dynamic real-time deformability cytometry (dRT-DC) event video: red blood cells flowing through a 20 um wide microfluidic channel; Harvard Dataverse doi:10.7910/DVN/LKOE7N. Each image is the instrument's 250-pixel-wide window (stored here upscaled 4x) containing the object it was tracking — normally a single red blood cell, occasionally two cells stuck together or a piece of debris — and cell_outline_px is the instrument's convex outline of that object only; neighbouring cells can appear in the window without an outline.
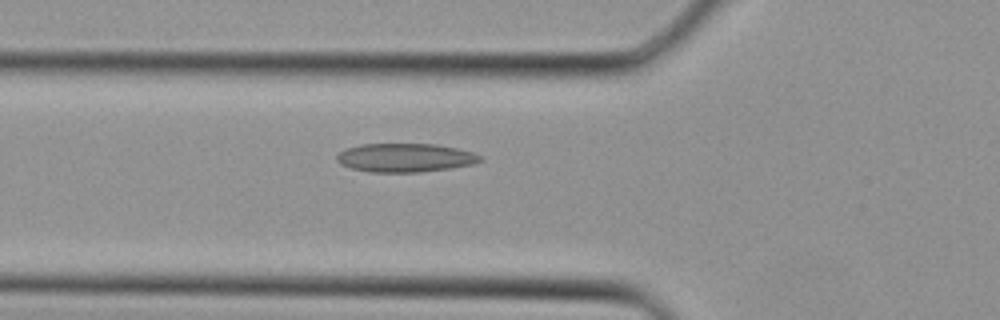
{"species": "Egyptian fruit bat (a non-hibernating species)", "species_latin": "Rousettus aegyptiacus", "temperature_condition": "cold", "stored_images_in_passage": 37, "camera_frame_rate_fps": 3000, "um_per_image_px": 0.085, "animal": {"sex": "female"}, "frame": {"image": 1, "passage_image": 13, "time_ms": 4.0, "image_size_px": [1000, 320], "cell_outline_px": [[484, 160], [472, 164], [452, 168], [420, 172], [368, 172], [352, 168], [340, 164], [336, 160], [336, 156], [340, 152], [348, 148], [360, 144], [436, 144], [456, 148], [472, 152], [480, 156]], "centroid_in_image_um": [34.44, 13.41], "position_along_channel_um": 91.4, "area_um2": 23.93}}
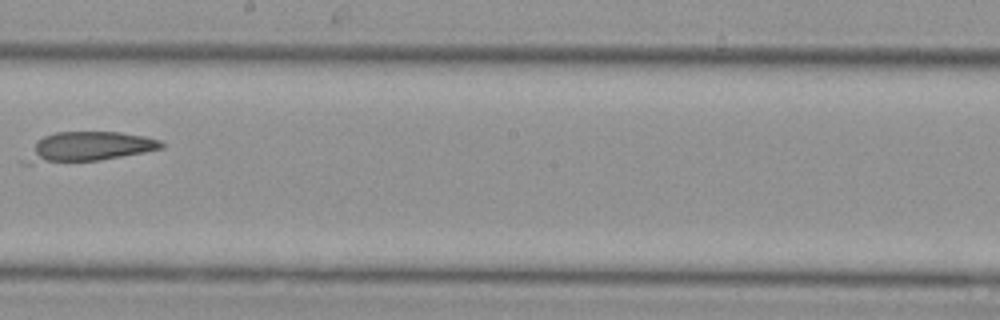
{"frame": {"image": 2, "passage_image": 21, "time_ms": 6.667, "image_size_px": [1000, 320], "cell_outline_px": [[164, 148], [144, 152], [100, 160], [32, 164], [20, 164], [20, 160], [36, 140], [44, 136], [56, 132], [120, 132], [144, 136], [160, 140], [164, 144]], "centroid_in_image_um": [7.42, 12.49], "position_along_channel_um": 240.8, "area_um2": 23.81}}
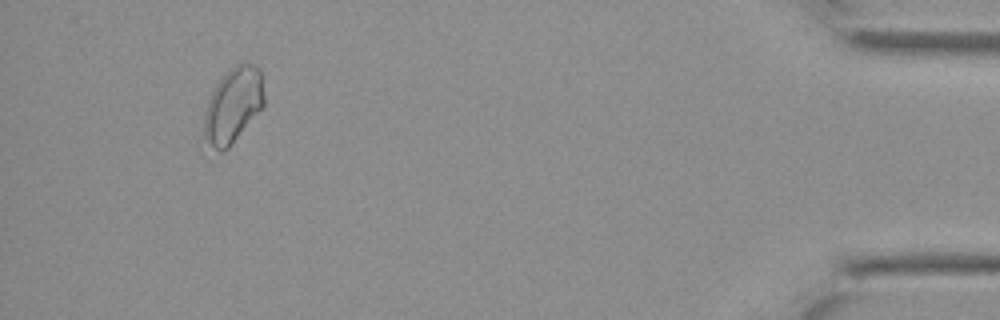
{"frame": {"image": 3, "passage_image": 34, "time_ms": 11.0, "image_size_px": [1000, 320], "cell_outline_px": [[264, 108], [232, 144], [228, 148], [220, 152], [204, 136], [204, 116], [208, 100], [216, 84], [236, 64], [244, 60], [260, 68], [264, 96]], "centroid_in_image_um": [19.86, 8.92], "position_along_channel_um": 415.3, "area_um2": 26.18}}